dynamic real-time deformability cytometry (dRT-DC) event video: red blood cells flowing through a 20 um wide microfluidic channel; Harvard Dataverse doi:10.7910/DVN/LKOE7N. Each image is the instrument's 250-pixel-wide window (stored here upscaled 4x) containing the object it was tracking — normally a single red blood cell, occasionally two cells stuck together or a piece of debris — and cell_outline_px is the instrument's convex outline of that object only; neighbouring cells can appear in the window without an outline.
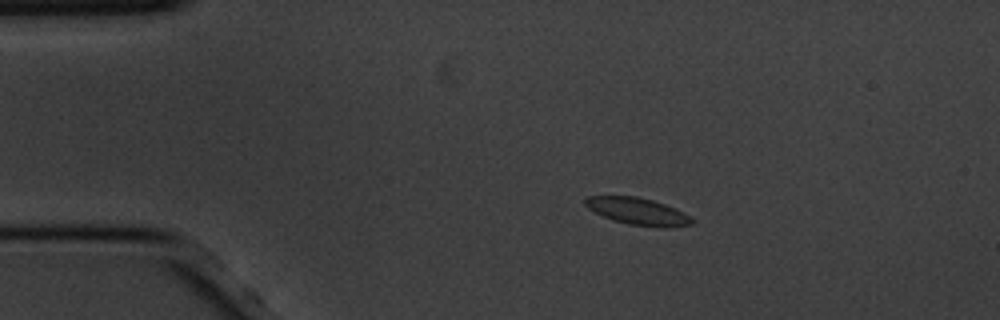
{"species": "common noctule bat (a hibernating species)", "species_latin": "Nyctalus noctula", "temperature_condition": "cold", "stored_images_in_passage": 7, "camera_frame_rate_fps": 3000, "um_per_image_px": 0.085, "animal": {"sex": "male", "body_mass_g": 20.1, "forearm_length_mm": 53.5}, "frame": {"image": 1, "passage_image": 2, "time_ms": 0.333, "image_size_px": [1000, 320], "cell_outline_px": [[696, 220], [692, 224], [668, 228], [664, 228], [628, 224], [612, 220], [588, 208], [584, 204], [584, 200], [588, 196], [636, 196], [652, 200], [676, 208], [692, 216]], "centroid_in_image_um": [54.27, 17.97], "position_along_channel_um": 30.7, "area_um2": 16.94}}